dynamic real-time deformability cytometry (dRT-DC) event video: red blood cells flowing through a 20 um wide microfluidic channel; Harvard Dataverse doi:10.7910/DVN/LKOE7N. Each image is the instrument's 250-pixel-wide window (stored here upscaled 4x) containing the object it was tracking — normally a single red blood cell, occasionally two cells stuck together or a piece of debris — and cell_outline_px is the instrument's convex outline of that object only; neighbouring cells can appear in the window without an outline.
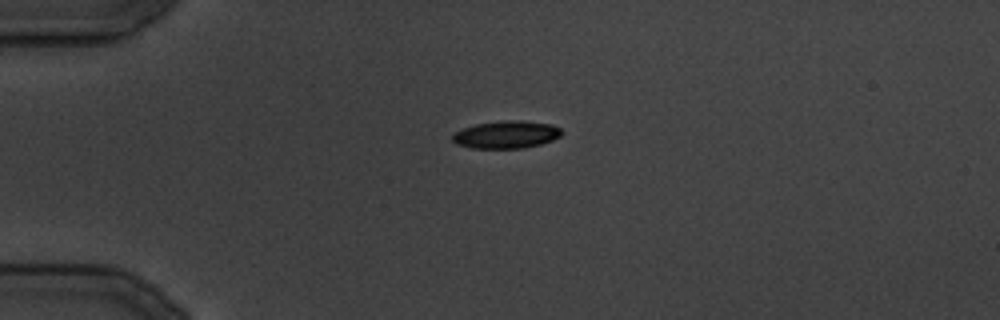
{"species": "common noctule bat (a hibernating species)", "species_latin": "Nyctalus noctula", "temperature_condition": "cold", "stored_images_in_passage": 26, "camera_frame_rate_fps": 3000, "um_per_image_px": 0.085, "animal": {"sex": "male", "body_mass_g": 19.5, "forearm_length_mm": 54.6}, "frame": {"image": 1, "passage_image": 1, "time_ms": 0.0, "image_size_px": [1000, 320], "cell_outline_px": [[564, 132], [560, 136], [552, 140], [540, 144], [524, 148], [472, 148], [456, 144], [452, 140], [452, 136], [456, 132], [464, 128], [476, 124], [508, 120], [520, 120], [552, 124], [560, 128]], "centroid_in_image_um": [43.06, 11.44], "position_along_channel_um": 41.9, "area_um2": 17.46}}
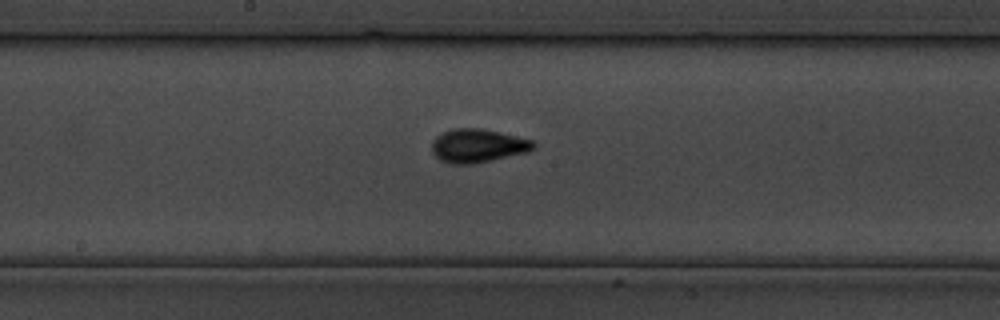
{"frame": {"image": 2, "passage_image": 11, "time_ms": 12.333, "image_size_px": [1000, 320], "cell_outline_px": [[536, 148], [528, 152], [492, 160], [472, 164], [448, 164], [440, 160], [432, 152], [432, 140], [436, 136], [452, 128], [480, 128], [500, 132], [532, 140], [536, 144]], "centroid_in_image_um": [40.61, 12.39], "position_along_channel_um": 207.6, "area_um2": 20.0}}
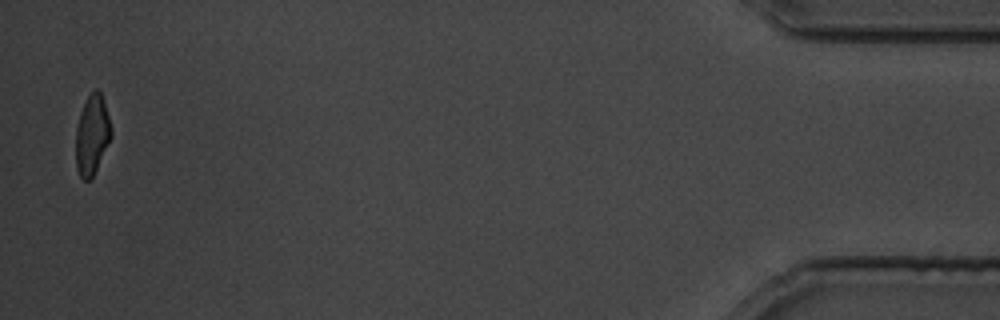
{"frame": {"image": 3, "passage_image": 26, "time_ms": 31.333, "image_size_px": [1000, 320], "cell_outline_px": [[112, 136], [92, 176], [88, 180], [84, 180], [80, 176], [76, 168], [76, 128], [80, 112], [88, 96], [96, 88], [100, 88], [112, 128]], "centroid_in_image_um": [7.83, 11.42], "position_along_channel_um": 427.4, "area_um2": 16.3}}